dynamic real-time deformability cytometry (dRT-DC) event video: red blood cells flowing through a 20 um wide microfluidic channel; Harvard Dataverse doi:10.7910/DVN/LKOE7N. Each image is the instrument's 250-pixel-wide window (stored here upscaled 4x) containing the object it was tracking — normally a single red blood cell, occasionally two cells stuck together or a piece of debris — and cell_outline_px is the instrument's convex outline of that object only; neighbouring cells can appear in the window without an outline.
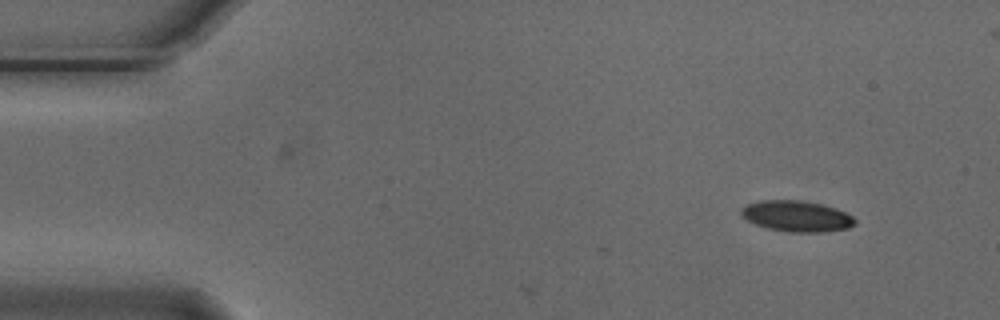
{"species": "Egyptian fruit bat (a non-hibernating species)", "species_latin": "Rousettus aegyptiacus", "temperature_condition": "cold", "stored_images_in_passage": 3, "camera_frame_rate_fps": 3000, "um_per_image_px": 0.085, "animal": {"sex": "male"}, "frame": {"image": 1, "passage_image": 1, "time_ms": 0.0, "image_size_px": [1000, 320], "cell_outline_px": [[856, 224], [848, 228], [820, 232], [788, 232], [768, 228], [756, 224], [748, 220], [740, 212], [740, 208], [748, 204], [760, 200], [800, 200], [820, 204], [836, 208], [852, 216], [856, 220]], "centroid_in_image_um": [67.72, 18.37], "position_along_channel_um": 17.3, "area_um2": 20.35}}